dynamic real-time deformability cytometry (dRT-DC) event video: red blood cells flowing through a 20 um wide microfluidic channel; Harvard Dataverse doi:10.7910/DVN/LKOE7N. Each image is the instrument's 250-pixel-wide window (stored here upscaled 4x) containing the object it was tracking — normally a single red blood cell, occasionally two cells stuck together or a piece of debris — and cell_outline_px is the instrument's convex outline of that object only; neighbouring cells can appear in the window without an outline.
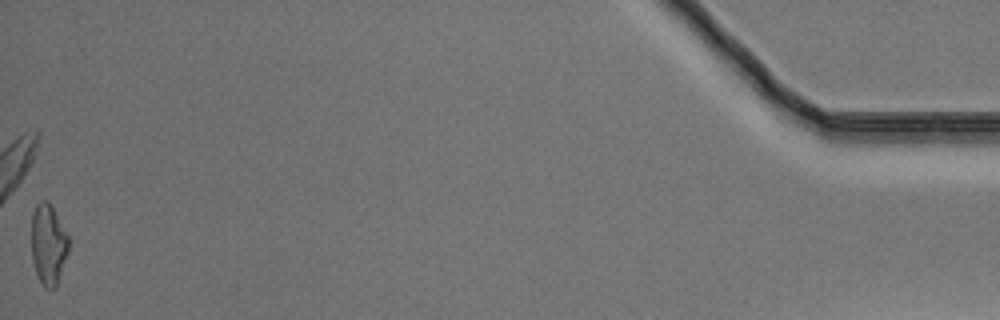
{"species": "Egyptian fruit bat (a non-hibernating species)", "species_latin": "Rousettus aegyptiacus", "temperature_condition": "warm", "stored_images_in_passage": 41, "camera_frame_rate_fps": 3000, "um_per_image_px": 0.085, "animal": {"sex": "male"}, "frame": {"image": 1, "passage_image": 41, "time_ms": 13.333, "image_size_px": [1000, 320], "cell_outline_px": [[68, 252], [56, 288], [44, 288], [36, 272], [32, 260], [32, 212], [36, 204], [40, 200], [48, 200], [68, 236]], "centroid_in_image_um": [4.1, 20.77], "position_along_channel_um": 431.1, "area_um2": 17.34}}